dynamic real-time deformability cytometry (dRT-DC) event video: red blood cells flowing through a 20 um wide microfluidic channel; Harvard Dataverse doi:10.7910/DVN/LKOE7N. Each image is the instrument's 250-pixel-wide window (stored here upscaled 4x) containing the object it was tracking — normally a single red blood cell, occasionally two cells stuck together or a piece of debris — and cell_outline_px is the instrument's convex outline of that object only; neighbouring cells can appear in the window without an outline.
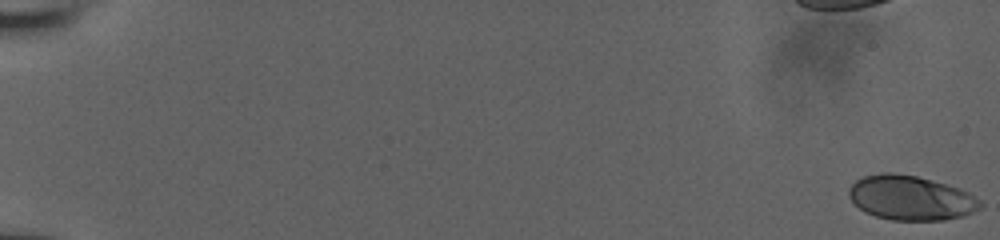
{"species": "human", "species_latin": "Homo sapiens", "temperature_condition": "room temperature", "stored_images_in_passage": 25, "camera_frame_rate_fps": 3000, "um_per_image_px": 0.085, "donor": {"sex": "male"}, "frame": {"image": 1, "passage_image": 1, "time_ms": 0.0, "image_size_px": [1000, 240], "cell_outline_px": [[984, 204], [980, 208], [972, 212], [960, 216], [944, 220], [892, 220], [876, 216], [864, 212], [848, 196], [848, 188], [856, 180], [864, 176], [880, 172], [892, 172], [916, 176], [960, 188], [968, 192], [980, 200]], "centroid_in_image_um": [77.4, 16.81], "position_along_channel_um": 7.6, "area_um2": 34.04}}
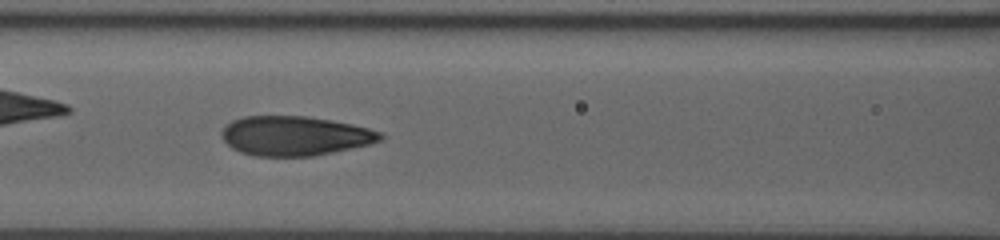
{"frame": {"image": 2, "passage_image": 22, "time_ms": 9.333, "image_size_px": [1000, 240], "cell_outline_px": [[384, 136], [380, 140], [372, 144], [312, 156], [256, 156], [240, 152], [232, 148], [220, 136], [220, 132], [232, 120], [244, 116], [308, 116], [332, 120], [352, 124], [384, 132]], "centroid_in_image_um": [25.08, 11.54], "position_along_channel_um": 141.5, "area_um2": 36.65}}
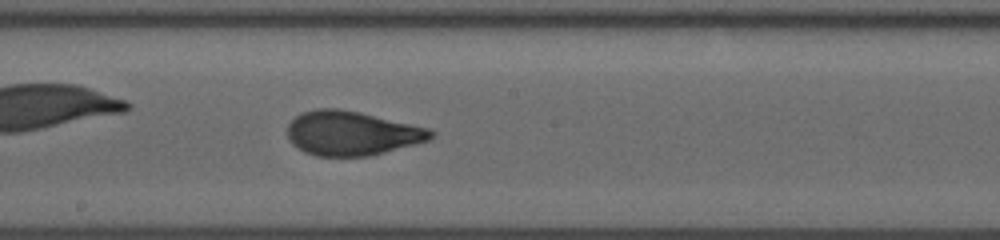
{"frame": {"image": 3, "passage_image": 25, "time_ms": 11.333, "image_size_px": [1000, 240], "cell_outline_px": [[436, 132], [428, 140], [416, 144], [368, 156], [316, 156], [304, 152], [296, 148], [288, 140], [288, 124], [296, 116], [304, 112], [316, 108], [340, 108], [360, 112], [432, 128]], "centroid_in_image_um": [29.91, 11.32], "position_along_channel_um": 218.3, "area_um2": 37.28}}